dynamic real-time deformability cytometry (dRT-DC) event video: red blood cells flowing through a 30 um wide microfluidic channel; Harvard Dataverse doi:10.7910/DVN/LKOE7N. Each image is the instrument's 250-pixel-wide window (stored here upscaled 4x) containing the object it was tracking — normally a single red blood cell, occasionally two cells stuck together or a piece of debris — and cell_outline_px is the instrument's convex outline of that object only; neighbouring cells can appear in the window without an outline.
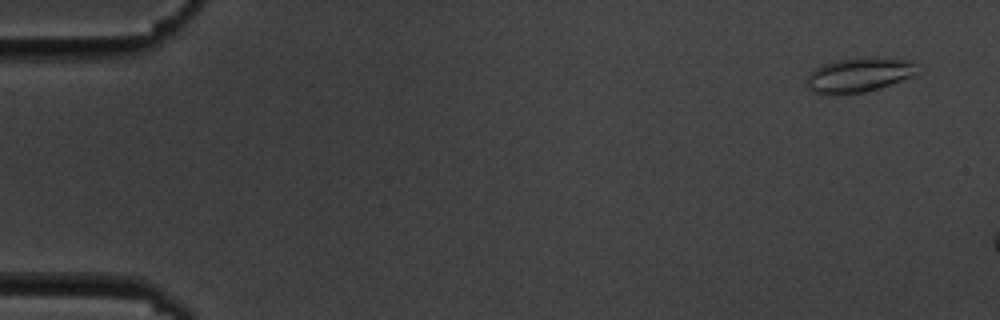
{"species": "common noctule bat (a hibernating species)", "species_latin": "Nyctalus noctula", "temperature_condition": "cold", "stored_images_in_passage": 3, "camera_frame_rate_fps": 3000, "um_per_image_px": 0.085, "animal": {"sex": "male", "body_mass_g": 19.5, "forearm_length_mm": 54.6}, "frame": {"image": 1, "passage_image": 1, "time_ms": 0.0, "image_size_px": [1000, 320], "cell_outline_px": [[924, 68], [920, 72], [912, 76], [880, 88], [864, 92], [812, 92], [804, 84], [804, 80], [816, 68], [824, 64], [840, 60], [860, 56], [884, 56], [908, 60]], "centroid_in_image_um": [73.12, 6.31], "position_along_channel_um": 11.9, "area_um2": 22.37}}